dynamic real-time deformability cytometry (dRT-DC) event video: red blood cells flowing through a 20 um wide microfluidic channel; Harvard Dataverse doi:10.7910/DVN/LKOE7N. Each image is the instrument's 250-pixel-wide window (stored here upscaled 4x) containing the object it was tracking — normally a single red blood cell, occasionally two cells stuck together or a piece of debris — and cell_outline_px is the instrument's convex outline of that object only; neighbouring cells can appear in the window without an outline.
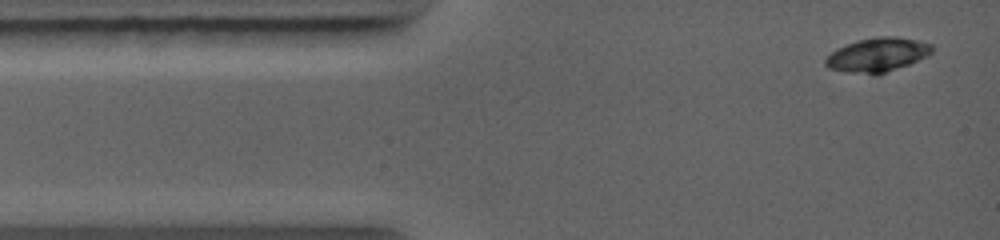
{"species": "common noctule bat (a hibernating species)", "species_latin": "Nyctalus noctula", "temperature_condition": "warm", "stored_images_in_passage": 5, "camera_frame_rate_fps": 5000, "um_per_image_px": 0.085, "animal": {"sex": "female", "body_mass_g": 19.0, "forearm_length_mm": 56.7}, "frame": {"image": 1, "passage_image": 1, "time_ms": 0.0, "image_size_px": [1000, 240], "cell_outline_px": [[932, 52], [928, 56], [880, 76], [872, 76], [844, 72], [828, 68], [824, 64], [824, 60], [836, 48], [856, 40], [876, 36], [896, 36], [920, 40], [932, 44]], "centroid_in_image_um": [74.58, 4.68], "position_along_channel_um": 10.4, "area_um2": 21.85}}